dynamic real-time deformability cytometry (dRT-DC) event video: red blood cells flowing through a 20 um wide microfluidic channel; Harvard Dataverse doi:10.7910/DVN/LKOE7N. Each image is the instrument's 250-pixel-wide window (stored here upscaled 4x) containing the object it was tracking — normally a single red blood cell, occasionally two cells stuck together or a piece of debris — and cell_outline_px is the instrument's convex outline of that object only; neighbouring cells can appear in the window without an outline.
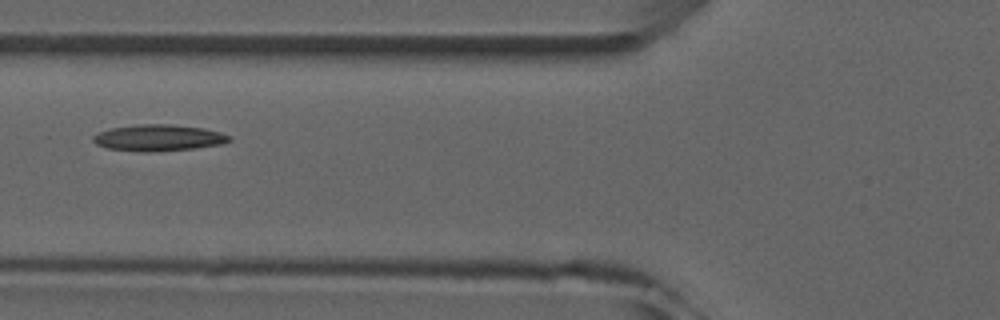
{"species": "common noctule bat (a hibernating species)", "species_latin": "Nyctalus noctula", "temperature_condition": "room temperature", "stored_images_in_passage": 8, "camera_frame_rate_fps": 3000, "um_per_image_px": 0.085, "animal": {"sex": "male", "forearm_length_mm": 52.5}, "frame": {"image": 1, "passage_image": 7, "time_ms": 6.667, "image_size_px": [1000, 320], "cell_outline_px": [[232, 140], [224, 144], [196, 148], [152, 152], [140, 152], [108, 148], [96, 144], [92, 140], [92, 136], [100, 132], [112, 128], [140, 124], [172, 124], [204, 128], [220, 132], [232, 136]], "centroid_in_image_um": [13.52, 11.72], "position_along_channel_um": 112.3, "area_um2": 21.1}}
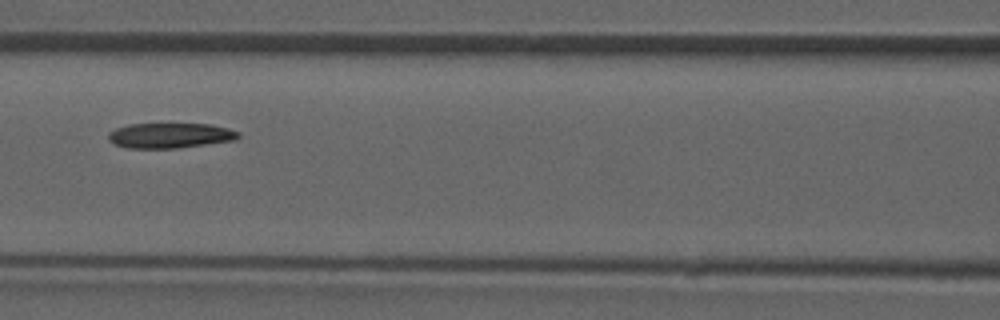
{"frame": {"image": 2, "passage_image": 8, "time_ms": 7.667, "image_size_px": [1000, 320], "cell_outline_px": [[240, 136], [236, 140], [176, 148], [124, 148], [112, 144], [108, 140], [108, 132], [116, 128], [128, 124], [212, 124], [228, 128], [240, 132]], "centroid_in_image_um": [14.43, 11.52], "position_along_channel_um": 152.2, "area_um2": 19.25}}